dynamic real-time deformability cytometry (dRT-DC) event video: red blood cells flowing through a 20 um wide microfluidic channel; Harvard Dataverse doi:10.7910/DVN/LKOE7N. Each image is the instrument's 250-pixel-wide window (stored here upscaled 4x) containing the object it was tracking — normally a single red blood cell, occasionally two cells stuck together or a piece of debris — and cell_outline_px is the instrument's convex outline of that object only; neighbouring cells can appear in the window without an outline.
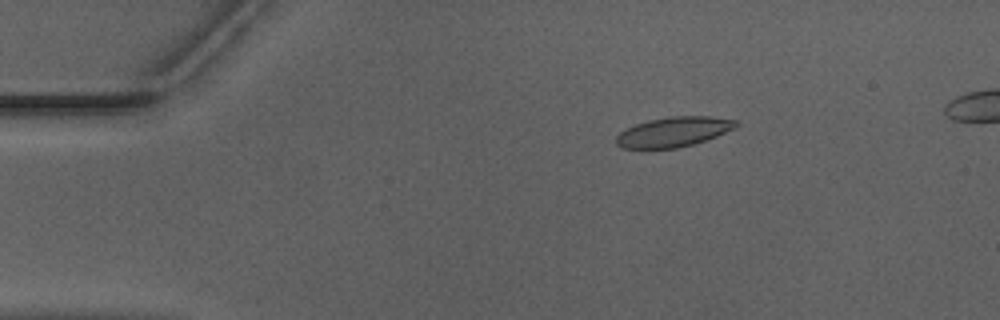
{"species": "Egyptian fruit bat (a non-hibernating species)", "species_latin": "Rousettus aegyptiacus", "temperature_condition": "warm", "stored_images_in_passage": 52, "camera_frame_rate_fps": 3000, "um_per_image_px": 0.085, "animal": {"sex": "male"}, "frame": {"image": 1, "passage_image": 9, "time_ms": 2.667, "image_size_px": [1000, 320], "cell_outline_px": [[740, 124], [736, 128], [716, 136], [692, 144], [676, 148], [620, 148], [616, 144], [616, 136], [620, 132], [636, 124], [648, 120], [668, 116], [712, 116], [736, 120]], "centroid_in_image_um": [57.27, 11.19], "position_along_channel_um": 27.7, "area_um2": 20.81}}
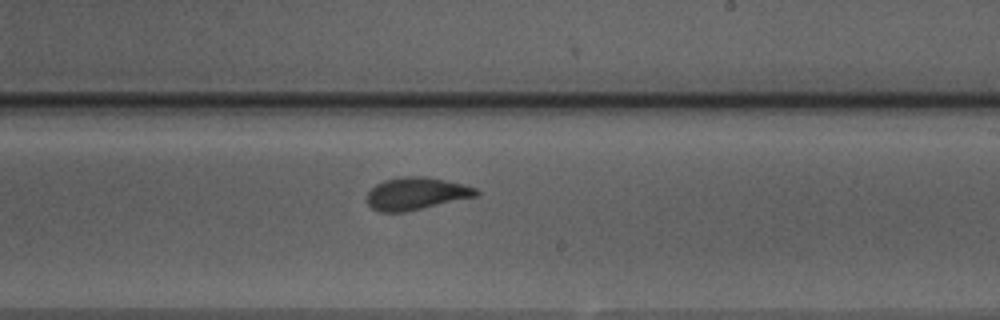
{"frame": {"image": 2, "passage_image": 31, "time_ms": 10.0, "image_size_px": [1000, 320], "cell_outline_px": [[480, 196], [404, 212], [380, 212], [372, 208], [368, 204], [368, 192], [376, 184], [384, 180], [400, 176], [424, 176], [464, 184], [476, 188], [480, 192]], "centroid_in_image_um": [35.41, 16.45], "position_along_channel_um": 253.6, "area_um2": 20.75}}
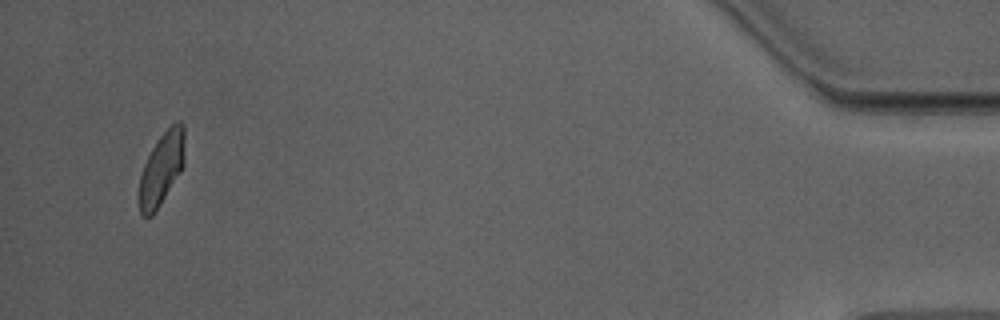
{"frame": {"image": 3, "passage_image": 50, "time_ms": 16.333, "image_size_px": [1000, 320], "cell_outline_px": [[184, 164], [180, 172], [160, 204], [152, 216], [144, 216], [140, 212], [140, 176], [144, 164], [152, 148], [160, 136], [176, 120], [180, 120], [184, 124]], "centroid_in_image_um": [13.76, 14.29], "position_along_channel_um": 421.4, "area_um2": 18.9}, "authors_computed_cell_mechanics": {"area_um2": 20.6635, "velocity_mm_per_s": 3.9539, "shape_relaxation_time_tau1_ms": 5.1055, "shape_relaxation_time_tau2_ms": 0.918, "deformation_change_tau1": 0.1471, "deformation_change_tau2": 0.0573}}